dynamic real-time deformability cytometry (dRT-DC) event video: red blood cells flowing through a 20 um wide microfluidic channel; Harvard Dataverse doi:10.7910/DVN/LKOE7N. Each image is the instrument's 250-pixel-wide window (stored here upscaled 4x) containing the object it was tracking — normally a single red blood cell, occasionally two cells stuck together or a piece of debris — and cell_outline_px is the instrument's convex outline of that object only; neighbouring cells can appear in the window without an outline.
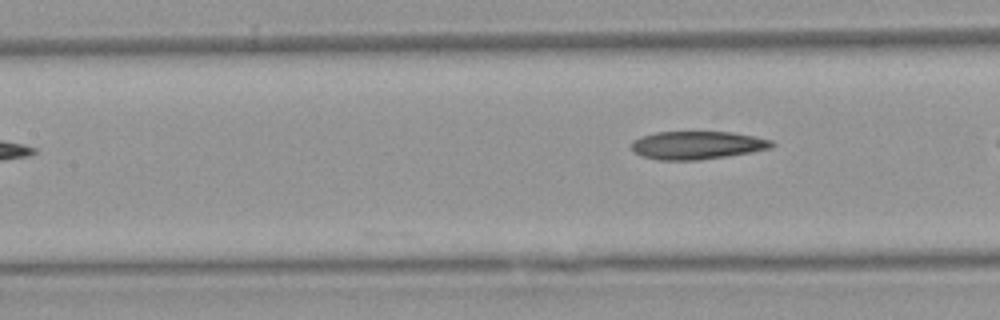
{"species": "Egyptian fruit bat (a non-hibernating species)", "species_latin": "Rousettus aegyptiacus", "temperature_condition": "warm", "stored_images_in_passage": 11, "camera_frame_rate_fps": 3000, "um_per_image_px": 0.085, "animal": {"sex": "female"}, "frame": {"image": 1, "passage_image": 11, "time_ms": 3.333, "image_size_px": [1000, 320], "cell_outline_px": [[776, 144], [772, 148], [728, 156], [696, 160], [656, 160], [640, 156], [632, 152], [632, 140], [640, 136], [656, 132], [732, 132], [772, 140]], "centroid_in_image_um": [59.22, 12.35], "position_along_channel_um": 148.2, "area_um2": 23.12}}